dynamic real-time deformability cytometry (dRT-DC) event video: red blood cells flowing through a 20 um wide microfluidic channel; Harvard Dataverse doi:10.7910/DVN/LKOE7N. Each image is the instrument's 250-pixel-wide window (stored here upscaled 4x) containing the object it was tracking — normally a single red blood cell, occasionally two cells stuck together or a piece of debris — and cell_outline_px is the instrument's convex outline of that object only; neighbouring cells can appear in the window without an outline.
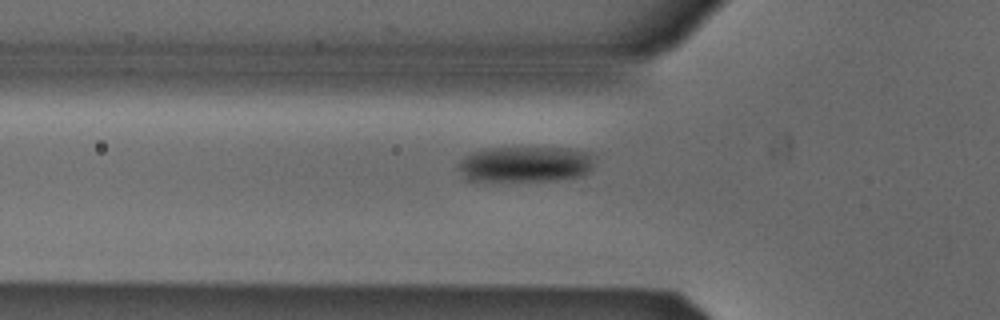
{"species": "Egyptian fruit bat (a non-hibernating species)", "species_latin": "Rousettus aegyptiacus", "temperature_condition": "cold", "stored_images_in_passage": 38, "camera_frame_rate_fps": 3000, "um_per_image_px": 0.085, "animal": {"sex": "male"}, "frame": {"image": 1, "passage_image": 7, "time_ms": 2.0, "image_size_px": [1000, 320], "cell_outline_px": [[596, 156], [592, 168], [584, 176], [556, 180], [464, 180], [456, 168], [456, 164], [460, 160], [472, 152], [488, 148], [564, 148], [588, 152]], "centroid_in_image_um": [44.65, 13.96], "position_along_channel_um": 81.2, "area_um2": 28.61}}
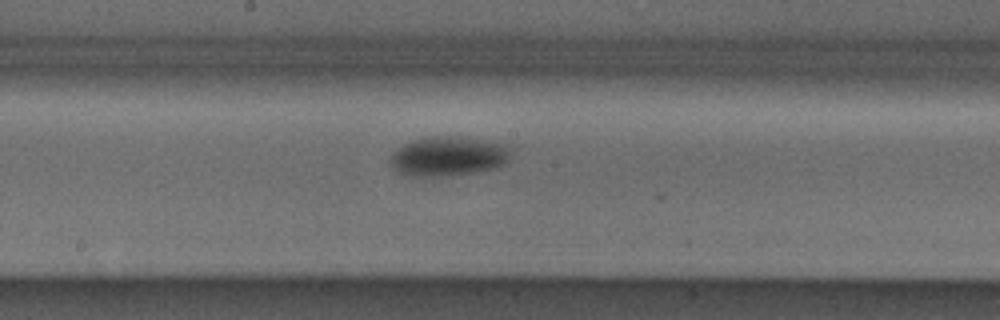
{"frame": {"image": 2, "passage_image": 17, "time_ms": 5.333, "image_size_px": [1000, 320], "cell_outline_px": [[512, 148], [508, 164], [496, 168], [476, 172], [448, 176], [408, 176], [396, 172], [388, 164], [388, 160], [404, 144], [416, 140], [432, 136], [460, 136], [508, 144]], "centroid_in_image_um": [38.16, 13.29], "position_along_channel_um": 210.0, "area_um2": 28.21}}
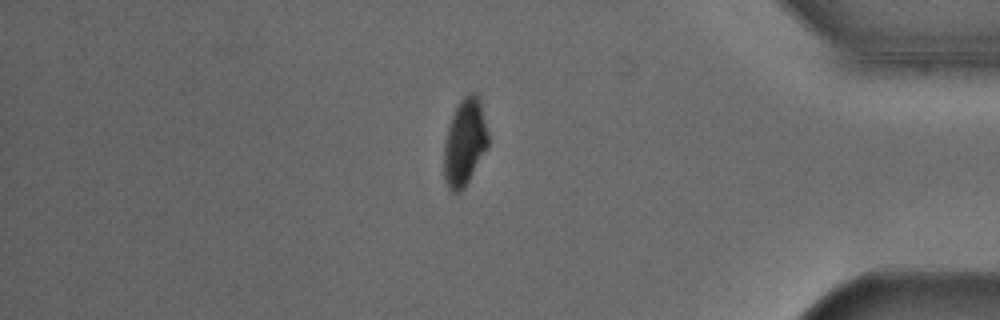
{"frame": {"image": 3, "passage_image": 34, "time_ms": 11.0, "image_size_px": [1000, 320], "cell_outline_px": [[488, 148], [464, 188], [460, 192], [452, 192], [448, 188], [444, 180], [444, 144], [448, 128], [452, 116], [460, 100], [468, 92], [476, 92], [480, 104], [488, 132]], "centroid_in_image_um": [39.5, 12.12], "position_along_channel_um": 395.7, "area_um2": 22.31}}